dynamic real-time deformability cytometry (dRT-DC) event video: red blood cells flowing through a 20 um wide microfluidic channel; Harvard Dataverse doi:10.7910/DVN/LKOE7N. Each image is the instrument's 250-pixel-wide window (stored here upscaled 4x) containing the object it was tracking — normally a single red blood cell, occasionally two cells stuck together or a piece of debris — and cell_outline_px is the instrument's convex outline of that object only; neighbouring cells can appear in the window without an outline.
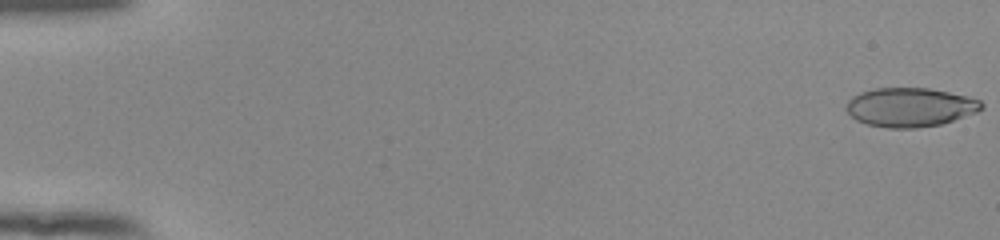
{"species": "human", "species_latin": "Homo sapiens", "temperature_condition": "room temperature", "stored_images_in_passage": 6, "camera_frame_rate_fps": 3000, "um_per_image_px": 0.085, "donor": {"sex": "female"}, "frame": {"image": 1, "passage_image": 1, "time_ms": 0.0, "image_size_px": [1000, 240], "cell_outline_px": [[984, 108], [976, 112], [940, 124], [916, 128], [888, 128], [868, 124], [856, 120], [844, 108], [848, 100], [852, 96], [860, 92], [876, 88], [928, 88], [968, 96], [980, 100], [984, 104]], "centroid_in_image_um": [77.34, 9.11], "position_along_channel_um": 7.7, "area_um2": 30.69}}